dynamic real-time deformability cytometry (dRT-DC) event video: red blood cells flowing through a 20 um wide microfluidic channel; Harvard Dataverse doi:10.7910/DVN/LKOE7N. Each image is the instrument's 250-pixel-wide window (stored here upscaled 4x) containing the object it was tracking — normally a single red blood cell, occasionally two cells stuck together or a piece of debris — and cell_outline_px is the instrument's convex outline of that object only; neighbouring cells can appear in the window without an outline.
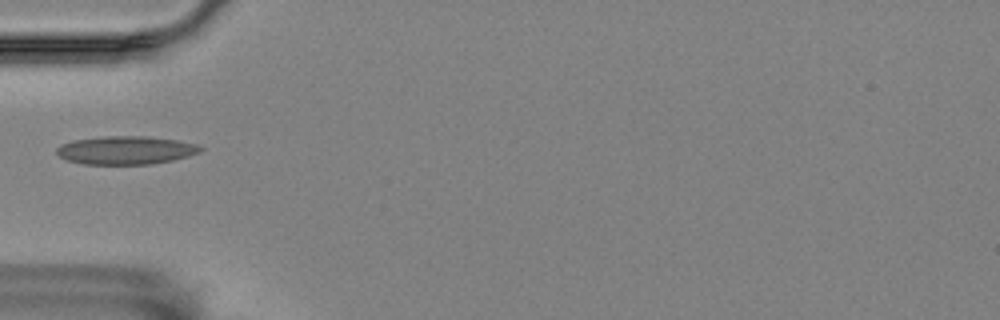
{"species": "Egyptian fruit bat (a non-hibernating species)", "species_latin": "Rousettus aegyptiacus", "temperature_condition": "room temperature", "stored_images_in_passage": 1, "camera_frame_rate_fps": 3000, "um_per_image_px": 0.085, "animal": {"sex": "female"}, "frame": {"image": 1, "passage_image": 1, "time_ms": 0.0, "image_size_px": [1000, 320], "cell_outline_px": [[204, 148], [200, 152], [188, 156], [172, 160], [152, 164], [84, 164], [64, 160], [56, 152], [56, 148], [60, 144], [72, 140], [104, 136], [148, 136], [176, 140], [196, 144]], "centroid_in_image_um": [10.66, 12.76], "position_along_channel_um": 74.3, "area_um2": 23.81}}